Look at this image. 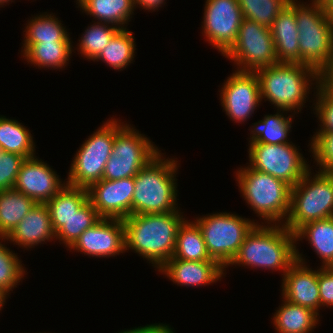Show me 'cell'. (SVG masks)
<instances>
[{
    "mask_svg": "<svg viewBox=\"0 0 333 333\" xmlns=\"http://www.w3.org/2000/svg\"><path fill=\"white\" fill-rule=\"evenodd\" d=\"M180 210L168 213L133 214L123 219L125 251H133L158 271L175 251L180 225L186 219Z\"/></svg>",
    "mask_w": 333,
    "mask_h": 333,
    "instance_id": "obj_1",
    "label": "cell"
},
{
    "mask_svg": "<svg viewBox=\"0 0 333 333\" xmlns=\"http://www.w3.org/2000/svg\"><path fill=\"white\" fill-rule=\"evenodd\" d=\"M296 261L293 232L284 224H256L226 268L234 265L253 270L280 271L283 277Z\"/></svg>",
    "mask_w": 333,
    "mask_h": 333,
    "instance_id": "obj_2",
    "label": "cell"
},
{
    "mask_svg": "<svg viewBox=\"0 0 333 333\" xmlns=\"http://www.w3.org/2000/svg\"><path fill=\"white\" fill-rule=\"evenodd\" d=\"M255 73L259 80L261 101H268L275 110L293 114L302 111L304 103L309 101V94L312 91L315 93L320 83V74L315 69L299 63H277L260 68Z\"/></svg>",
    "mask_w": 333,
    "mask_h": 333,
    "instance_id": "obj_3",
    "label": "cell"
},
{
    "mask_svg": "<svg viewBox=\"0 0 333 333\" xmlns=\"http://www.w3.org/2000/svg\"><path fill=\"white\" fill-rule=\"evenodd\" d=\"M165 154L160 151L134 177L132 215L180 210L176 178L180 163Z\"/></svg>",
    "mask_w": 333,
    "mask_h": 333,
    "instance_id": "obj_4",
    "label": "cell"
},
{
    "mask_svg": "<svg viewBox=\"0 0 333 333\" xmlns=\"http://www.w3.org/2000/svg\"><path fill=\"white\" fill-rule=\"evenodd\" d=\"M290 0L296 12L299 38V64L319 74L333 72V21L319 0Z\"/></svg>",
    "mask_w": 333,
    "mask_h": 333,
    "instance_id": "obj_5",
    "label": "cell"
},
{
    "mask_svg": "<svg viewBox=\"0 0 333 333\" xmlns=\"http://www.w3.org/2000/svg\"><path fill=\"white\" fill-rule=\"evenodd\" d=\"M234 173L242 198L261 220L259 224H284L290 212L291 186L249 165Z\"/></svg>",
    "mask_w": 333,
    "mask_h": 333,
    "instance_id": "obj_6",
    "label": "cell"
},
{
    "mask_svg": "<svg viewBox=\"0 0 333 333\" xmlns=\"http://www.w3.org/2000/svg\"><path fill=\"white\" fill-rule=\"evenodd\" d=\"M311 168L291 187L290 212L284 226L295 233L301 226L333 217V173Z\"/></svg>",
    "mask_w": 333,
    "mask_h": 333,
    "instance_id": "obj_7",
    "label": "cell"
},
{
    "mask_svg": "<svg viewBox=\"0 0 333 333\" xmlns=\"http://www.w3.org/2000/svg\"><path fill=\"white\" fill-rule=\"evenodd\" d=\"M120 118L107 119L77 149L66 183L88 189L102 180L105 166L112 154L116 132L125 124Z\"/></svg>",
    "mask_w": 333,
    "mask_h": 333,
    "instance_id": "obj_8",
    "label": "cell"
},
{
    "mask_svg": "<svg viewBox=\"0 0 333 333\" xmlns=\"http://www.w3.org/2000/svg\"><path fill=\"white\" fill-rule=\"evenodd\" d=\"M194 221L201 229L209 256L225 269V275L246 235L259 224L257 219L225 211L198 216Z\"/></svg>",
    "mask_w": 333,
    "mask_h": 333,
    "instance_id": "obj_9",
    "label": "cell"
},
{
    "mask_svg": "<svg viewBox=\"0 0 333 333\" xmlns=\"http://www.w3.org/2000/svg\"><path fill=\"white\" fill-rule=\"evenodd\" d=\"M139 130L125 123L115 135L112 154L106 163L102 179L119 180L135 177L161 150Z\"/></svg>",
    "mask_w": 333,
    "mask_h": 333,
    "instance_id": "obj_10",
    "label": "cell"
},
{
    "mask_svg": "<svg viewBox=\"0 0 333 333\" xmlns=\"http://www.w3.org/2000/svg\"><path fill=\"white\" fill-rule=\"evenodd\" d=\"M238 71H250L278 63L270 28L243 19L236 42L223 55Z\"/></svg>",
    "mask_w": 333,
    "mask_h": 333,
    "instance_id": "obj_11",
    "label": "cell"
},
{
    "mask_svg": "<svg viewBox=\"0 0 333 333\" xmlns=\"http://www.w3.org/2000/svg\"><path fill=\"white\" fill-rule=\"evenodd\" d=\"M249 166L295 186L311 168L295 143L248 144Z\"/></svg>",
    "mask_w": 333,
    "mask_h": 333,
    "instance_id": "obj_12",
    "label": "cell"
},
{
    "mask_svg": "<svg viewBox=\"0 0 333 333\" xmlns=\"http://www.w3.org/2000/svg\"><path fill=\"white\" fill-rule=\"evenodd\" d=\"M202 35L224 55L236 42L243 15L238 0H205Z\"/></svg>",
    "mask_w": 333,
    "mask_h": 333,
    "instance_id": "obj_13",
    "label": "cell"
},
{
    "mask_svg": "<svg viewBox=\"0 0 333 333\" xmlns=\"http://www.w3.org/2000/svg\"><path fill=\"white\" fill-rule=\"evenodd\" d=\"M221 86V106L234 123L247 122L262 104L259 80L255 72L234 70Z\"/></svg>",
    "mask_w": 333,
    "mask_h": 333,
    "instance_id": "obj_14",
    "label": "cell"
},
{
    "mask_svg": "<svg viewBox=\"0 0 333 333\" xmlns=\"http://www.w3.org/2000/svg\"><path fill=\"white\" fill-rule=\"evenodd\" d=\"M68 250H75L88 257L108 259L125 253L123 219L101 218L83 232Z\"/></svg>",
    "mask_w": 333,
    "mask_h": 333,
    "instance_id": "obj_15",
    "label": "cell"
},
{
    "mask_svg": "<svg viewBox=\"0 0 333 333\" xmlns=\"http://www.w3.org/2000/svg\"><path fill=\"white\" fill-rule=\"evenodd\" d=\"M299 251L296 244L297 261L282 277L281 295L283 299L310 308L320 316L319 312L322 308L318 286V267L316 270L312 269L307 264L303 252Z\"/></svg>",
    "mask_w": 333,
    "mask_h": 333,
    "instance_id": "obj_16",
    "label": "cell"
},
{
    "mask_svg": "<svg viewBox=\"0 0 333 333\" xmlns=\"http://www.w3.org/2000/svg\"><path fill=\"white\" fill-rule=\"evenodd\" d=\"M66 184L52 166L35 155L22 162L13 189L36 203H46Z\"/></svg>",
    "mask_w": 333,
    "mask_h": 333,
    "instance_id": "obj_17",
    "label": "cell"
},
{
    "mask_svg": "<svg viewBox=\"0 0 333 333\" xmlns=\"http://www.w3.org/2000/svg\"><path fill=\"white\" fill-rule=\"evenodd\" d=\"M134 177L100 180L88 189V199L101 218L125 219L132 215Z\"/></svg>",
    "mask_w": 333,
    "mask_h": 333,
    "instance_id": "obj_18",
    "label": "cell"
},
{
    "mask_svg": "<svg viewBox=\"0 0 333 333\" xmlns=\"http://www.w3.org/2000/svg\"><path fill=\"white\" fill-rule=\"evenodd\" d=\"M225 269L217 261L170 259L158 272L178 286L203 287L225 278Z\"/></svg>",
    "mask_w": 333,
    "mask_h": 333,
    "instance_id": "obj_19",
    "label": "cell"
},
{
    "mask_svg": "<svg viewBox=\"0 0 333 333\" xmlns=\"http://www.w3.org/2000/svg\"><path fill=\"white\" fill-rule=\"evenodd\" d=\"M13 243L27 250L47 242H56V233L52 226L50 213L45 203H36L14 230L6 237Z\"/></svg>",
    "mask_w": 333,
    "mask_h": 333,
    "instance_id": "obj_20",
    "label": "cell"
},
{
    "mask_svg": "<svg viewBox=\"0 0 333 333\" xmlns=\"http://www.w3.org/2000/svg\"><path fill=\"white\" fill-rule=\"evenodd\" d=\"M270 30L278 63H299L296 12L290 4L279 12Z\"/></svg>",
    "mask_w": 333,
    "mask_h": 333,
    "instance_id": "obj_21",
    "label": "cell"
},
{
    "mask_svg": "<svg viewBox=\"0 0 333 333\" xmlns=\"http://www.w3.org/2000/svg\"><path fill=\"white\" fill-rule=\"evenodd\" d=\"M73 42H40L36 44H22L21 57L27 64L44 70H64L72 57ZM67 65V66H66Z\"/></svg>",
    "mask_w": 333,
    "mask_h": 333,
    "instance_id": "obj_22",
    "label": "cell"
},
{
    "mask_svg": "<svg viewBox=\"0 0 333 333\" xmlns=\"http://www.w3.org/2000/svg\"><path fill=\"white\" fill-rule=\"evenodd\" d=\"M282 304L274 312L272 323L277 333H311L320 323V316L310 308L281 298Z\"/></svg>",
    "mask_w": 333,
    "mask_h": 333,
    "instance_id": "obj_23",
    "label": "cell"
},
{
    "mask_svg": "<svg viewBox=\"0 0 333 333\" xmlns=\"http://www.w3.org/2000/svg\"><path fill=\"white\" fill-rule=\"evenodd\" d=\"M275 114H266L262 120L252 123L248 144H286L293 143L289 140V133L292 131V122L295 114L285 110H276ZM284 113V114H283ZM288 115V116H287ZM294 117V118H293ZM253 125V126H252Z\"/></svg>",
    "mask_w": 333,
    "mask_h": 333,
    "instance_id": "obj_24",
    "label": "cell"
},
{
    "mask_svg": "<svg viewBox=\"0 0 333 333\" xmlns=\"http://www.w3.org/2000/svg\"><path fill=\"white\" fill-rule=\"evenodd\" d=\"M296 244L305 239L321 261L320 267H333V217L301 226L295 233Z\"/></svg>",
    "mask_w": 333,
    "mask_h": 333,
    "instance_id": "obj_25",
    "label": "cell"
},
{
    "mask_svg": "<svg viewBox=\"0 0 333 333\" xmlns=\"http://www.w3.org/2000/svg\"><path fill=\"white\" fill-rule=\"evenodd\" d=\"M77 8L97 22L109 23L120 29L127 28L136 10L134 0H84Z\"/></svg>",
    "mask_w": 333,
    "mask_h": 333,
    "instance_id": "obj_26",
    "label": "cell"
},
{
    "mask_svg": "<svg viewBox=\"0 0 333 333\" xmlns=\"http://www.w3.org/2000/svg\"><path fill=\"white\" fill-rule=\"evenodd\" d=\"M40 14V15H39ZM27 20L24 27L22 44L40 42H73L70 33L59 20V17L49 12L39 13Z\"/></svg>",
    "mask_w": 333,
    "mask_h": 333,
    "instance_id": "obj_27",
    "label": "cell"
},
{
    "mask_svg": "<svg viewBox=\"0 0 333 333\" xmlns=\"http://www.w3.org/2000/svg\"><path fill=\"white\" fill-rule=\"evenodd\" d=\"M88 200L86 188L66 184L45 204L48 207L55 233Z\"/></svg>",
    "mask_w": 333,
    "mask_h": 333,
    "instance_id": "obj_28",
    "label": "cell"
},
{
    "mask_svg": "<svg viewBox=\"0 0 333 333\" xmlns=\"http://www.w3.org/2000/svg\"><path fill=\"white\" fill-rule=\"evenodd\" d=\"M186 218L180 225L175 251L171 259L187 261H215L209 256L203 234L194 220Z\"/></svg>",
    "mask_w": 333,
    "mask_h": 333,
    "instance_id": "obj_29",
    "label": "cell"
},
{
    "mask_svg": "<svg viewBox=\"0 0 333 333\" xmlns=\"http://www.w3.org/2000/svg\"><path fill=\"white\" fill-rule=\"evenodd\" d=\"M33 138L23 123L0 115V149L30 158L37 154Z\"/></svg>",
    "mask_w": 333,
    "mask_h": 333,
    "instance_id": "obj_30",
    "label": "cell"
},
{
    "mask_svg": "<svg viewBox=\"0 0 333 333\" xmlns=\"http://www.w3.org/2000/svg\"><path fill=\"white\" fill-rule=\"evenodd\" d=\"M35 204L15 189L0 191V237H7Z\"/></svg>",
    "mask_w": 333,
    "mask_h": 333,
    "instance_id": "obj_31",
    "label": "cell"
},
{
    "mask_svg": "<svg viewBox=\"0 0 333 333\" xmlns=\"http://www.w3.org/2000/svg\"><path fill=\"white\" fill-rule=\"evenodd\" d=\"M135 41L133 32L129 31L128 28L120 29L94 62L102 61L110 69L123 71L127 66L135 62Z\"/></svg>",
    "mask_w": 333,
    "mask_h": 333,
    "instance_id": "obj_32",
    "label": "cell"
},
{
    "mask_svg": "<svg viewBox=\"0 0 333 333\" xmlns=\"http://www.w3.org/2000/svg\"><path fill=\"white\" fill-rule=\"evenodd\" d=\"M90 26H87L78 39L75 50L80 52L83 59L94 61L103 49L108 45L112 37L120 30L115 25L92 21ZM92 24V25H91Z\"/></svg>",
    "mask_w": 333,
    "mask_h": 333,
    "instance_id": "obj_33",
    "label": "cell"
},
{
    "mask_svg": "<svg viewBox=\"0 0 333 333\" xmlns=\"http://www.w3.org/2000/svg\"><path fill=\"white\" fill-rule=\"evenodd\" d=\"M100 219L96 208L88 199L56 232V241L64 244L68 250L83 232L91 228Z\"/></svg>",
    "mask_w": 333,
    "mask_h": 333,
    "instance_id": "obj_34",
    "label": "cell"
},
{
    "mask_svg": "<svg viewBox=\"0 0 333 333\" xmlns=\"http://www.w3.org/2000/svg\"><path fill=\"white\" fill-rule=\"evenodd\" d=\"M313 95L311 107L319 122L316 131L333 132V72L320 74V83Z\"/></svg>",
    "mask_w": 333,
    "mask_h": 333,
    "instance_id": "obj_35",
    "label": "cell"
},
{
    "mask_svg": "<svg viewBox=\"0 0 333 333\" xmlns=\"http://www.w3.org/2000/svg\"><path fill=\"white\" fill-rule=\"evenodd\" d=\"M0 240V287L10 294L24 280L27 270L21 257L19 259L17 253L6 246V237Z\"/></svg>",
    "mask_w": 333,
    "mask_h": 333,
    "instance_id": "obj_36",
    "label": "cell"
},
{
    "mask_svg": "<svg viewBox=\"0 0 333 333\" xmlns=\"http://www.w3.org/2000/svg\"><path fill=\"white\" fill-rule=\"evenodd\" d=\"M290 0H238L244 19L271 27L279 12Z\"/></svg>",
    "mask_w": 333,
    "mask_h": 333,
    "instance_id": "obj_37",
    "label": "cell"
},
{
    "mask_svg": "<svg viewBox=\"0 0 333 333\" xmlns=\"http://www.w3.org/2000/svg\"><path fill=\"white\" fill-rule=\"evenodd\" d=\"M309 142V151L319 172L333 173V132L316 131Z\"/></svg>",
    "mask_w": 333,
    "mask_h": 333,
    "instance_id": "obj_38",
    "label": "cell"
},
{
    "mask_svg": "<svg viewBox=\"0 0 333 333\" xmlns=\"http://www.w3.org/2000/svg\"><path fill=\"white\" fill-rule=\"evenodd\" d=\"M25 157L0 149V191L13 189Z\"/></svg>",
    "mask_w": 333,
    "mask_h": 333,
    "instance_id": "obj_39",
    "label": "cell"
},
{
    "mask_svg": "<svg viewBox=\"0 0 333 333\" xmlns=\"http://www.w3.org/2000/svg\"><path fill=\"white\" fill-rule=\"evenodd\" d=\"M318 286L322 309H333V267H319Z\"/></svg>",
    "mask_w": 333,
    "mask_h": 333,
    "instance_id": "obj_40",
    "label": "cell"
},
{
    "mask_svg": "<svg viewBox=\"0 0 333 333\" xmlns=\"http://www.w3.org/2000/svg\"><path fill=\"white\" fill-rule=\"evenodd\" d=\"M173 329L174 328H171L169 324L166 323H152L132 329L121 330L118 333H175Z\"/></svg>",
    "mask_w": 333,
    "mask_h": 333,
    "instance_id": "obj_41",
    "label": "cell"
},
{
    "mask_svg": "<svg viewBox=\"0 0 333 333\" xmlns=\"http://www.w3.org/2000/svg\"><path fill=\"white\" fill-rule=\"evenodd\" d=\"M166 4V0H134L135 8H142L151 13L160 10ZM159 8V9H158Z\"/></svg>",
    "mask_w": 333,
    "mask_h": 333,
    "instance_id": "obj_42",
    "label": "cell"
},
{
    "mask_svg": "<svg viewBox=\"0 0 333 333\" xmlns=\"http://www.w3.org/2000/svg\"><path fill=\"white\" fill-rule=\"evenodd\" d=\"M327 14V16L333 21V0H319Z\"/></svg>",
    "mask_w": 333,
    "mask_h": 333,
    "instance_id": "obj_43",
    "label": "cell"
},
{
    "mask_svg": "<svg viewBox=\"0 0 333 333\" xmlns=\"http://www.w3.org/2000/svg\"><path fill=\"white\" fill-rule=\"evenodd\" d=\"M9 293L6 292L4 289L0 287V311L2 310L3 306H5L6 299L9 297Z\"/></svg>",
    "mask_w": 333,
    "mask_h": 333,
    "instance_id": "obj_44",
    "label": "cell"
},
{
    "mask_svg": "<svg viewBox=\"0 0 333 333\" xmlns=\"http://www.w3.org/2000/svg\"><path fill=\"white\" fill-rule=\"evenodd\" d=\"M15 2V0H0V8L4 7V5L6 6L7 4L9 5V3Z\"/></svg>",
    "mask_w": 333,
    "mask_h": 333,
    "instance_id": "obj_45",
    "label": "cell"
},
{
    "mask_svg": "<svg viewBox=\"0 0 333 333\" xmlns=\"http://www.w3.org/2000/svg\"><path fill=\"white\" fill-rule=\"evenodd\" d=\"M84 0H76V4L79 5L81 2H83Z\"/></svg>",
    "mask_w": 333,
    "mask_h": 333,
    "instance_id": "obj_46",
    "label": "cell"
}]
</instances>
